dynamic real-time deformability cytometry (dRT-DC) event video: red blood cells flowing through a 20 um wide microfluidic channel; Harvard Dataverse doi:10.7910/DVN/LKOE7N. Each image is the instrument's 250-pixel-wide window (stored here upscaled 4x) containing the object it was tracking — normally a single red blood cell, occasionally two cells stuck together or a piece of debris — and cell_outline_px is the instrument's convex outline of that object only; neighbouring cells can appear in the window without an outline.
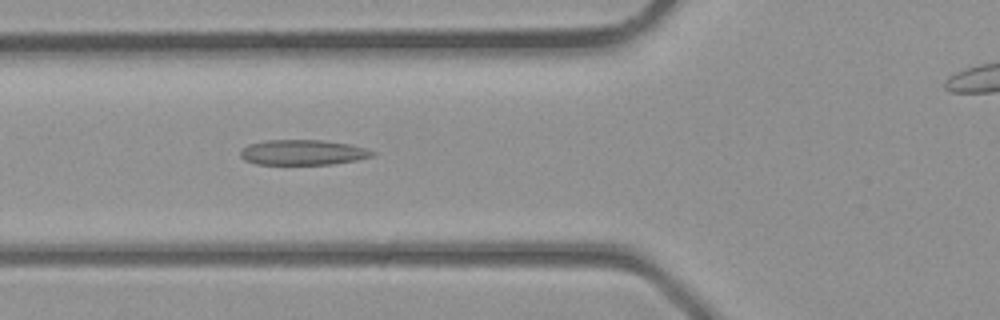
{"species": "common noctule bat (a hibernating species)", "species_latin": "Nyctalus noctula", "temperature_condition": "room temperature", "stored_images_in_passage": 28, "camera_frame_rate_fps": 3000, "um_per_image_px": 0.085, "animal": {"sex": "male", "body_mass_g": 23.1, "forearm_length_mm": 52.7}, "frame": {"image": 1, "passage_image": 9, "time_ms": 2.667, "image_size_px": [1000, 320], "cell_outline_px": [[376, 156], [356, 160], [332, 164], [256, 164], [244, 160], [240, 156], [240, 152], [248, 144], [264, 140], [324, 140], [348, 144], [364, 148], [376, 152]], "centroid_in_image_um": [25.74, 12.95], "position_along_channel_um": 100.1, "area_um2": 19.42}}
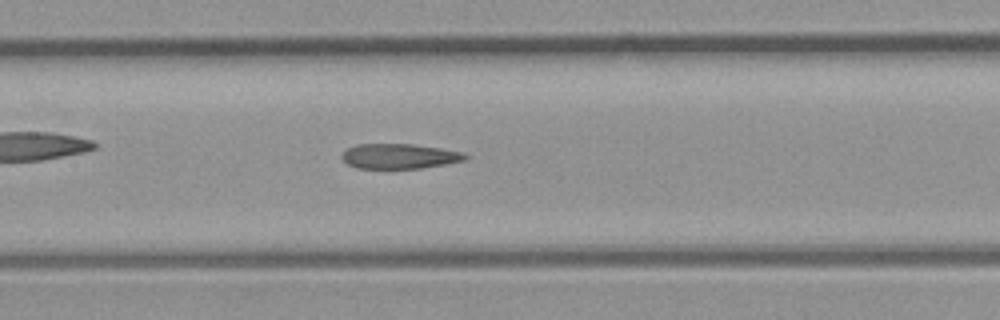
{"frame": {"image": 2, "passage_image": 13, "time_ms": 4.0, "image_size_px": [1000, 320], "cell_outline_px": [[468, 156], [464, 160], [444, 164], [420, 168], [356, 168], [348, 164], [340, 156], [348, 148], [356, 144], [412, 144], [440, 148], [460, 152]], "centroid_in_image_um": [33.9, 13.27], "position_along_channel_um": 173.5, "area_um2": 17.69}}
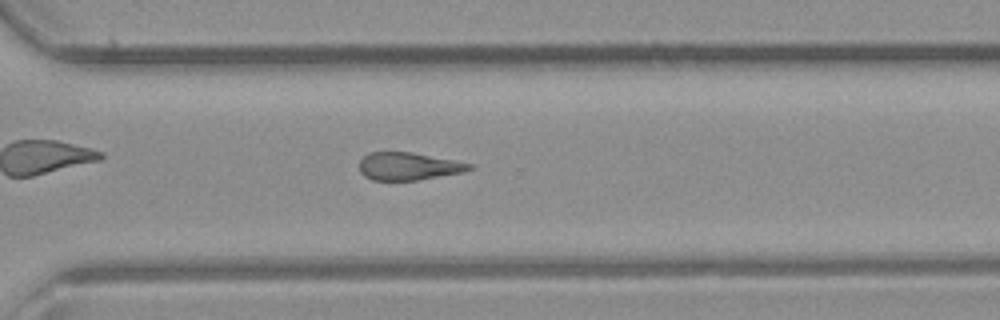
{"frame": {"image": 3, "passage_image": 22, "time_ms": 7.0, "image_size_px": [1000, 320], "cell_outline_px": [[476, 168], [464, 172], [416, 180], [372, 180], [364, 176], [360, 172], [360, 160], [368, 152], [412, 152], [476, 164]], "centroid_in_image_um": [34.77, 14.13], "position_along_channel_um": 335.8, "area_um2": 17.92}}